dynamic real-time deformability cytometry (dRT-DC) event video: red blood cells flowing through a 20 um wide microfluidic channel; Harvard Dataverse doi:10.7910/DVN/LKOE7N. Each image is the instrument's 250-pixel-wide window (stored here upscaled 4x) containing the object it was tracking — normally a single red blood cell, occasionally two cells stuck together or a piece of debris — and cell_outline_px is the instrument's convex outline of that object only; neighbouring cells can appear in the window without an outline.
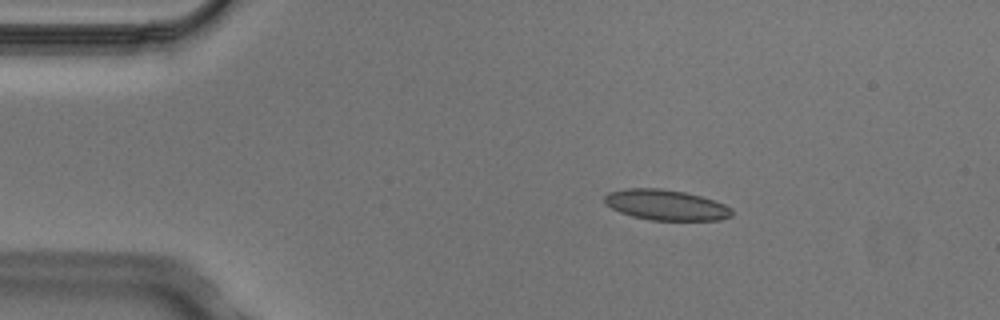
{"species": "Egyptian fruit bat (a non-hibernating species)", "species_latin": "Rousettus aegyptiacus", "temperature_condition": "cold", "stored_images_in_passage": 4, "segment_of_instrument_passage": [1, 2], "camera_frame_rate_fps": 3000, "um_per_image_px": 0.085, "animal": {"sex": "male"}, "frame": {"image": 1, "passage_image": 2, "time_ms": 0.333, "image_size_px": [1000, 320], "cell_outline_px": [[732, 216], [720, 220], [652, 220], [632, 216], [620, 212], [604, 204], [604, 196], [608, 192], [628, 188], [660, 188], [684, 192], [700, 196], [724, 204], [732, 208]], "centroid_in_image_um": [56.59, 17.42], "position_along_channel_um": 28.4, "area_um2": 22.6}}